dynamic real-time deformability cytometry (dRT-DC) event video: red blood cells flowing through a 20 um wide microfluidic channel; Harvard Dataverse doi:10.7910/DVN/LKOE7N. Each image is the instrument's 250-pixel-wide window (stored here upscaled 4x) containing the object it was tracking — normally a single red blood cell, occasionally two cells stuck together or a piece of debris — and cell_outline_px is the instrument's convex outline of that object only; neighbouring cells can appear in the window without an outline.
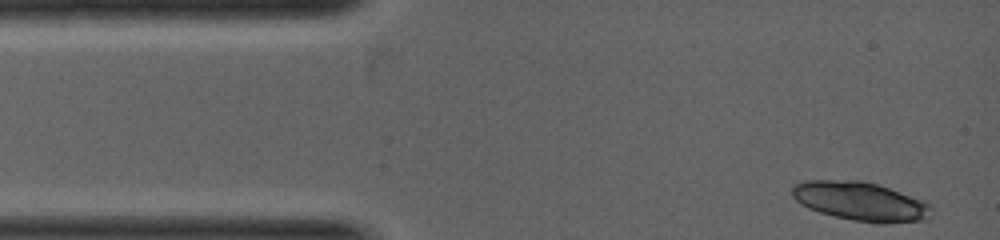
{"species": "common noctule bat (a hibernating species)", "species_latin": "Nyctalus noctula", "temperature_condition": "warm", "stored_images_in_passage": 2, "camera_frame_rate_fps": 5000, "um_per_image_px": 0.085, "animal": {"sex": "female", "body_mass_g": 19.0, "forearm_length_mm": 53.3}, "frame": {"image": 1, "passage_image": 1, "time_ms": 0.0, "image_size_px": [1000, 240], "cell_outline_px": [[932, 216], [920, 220], [856, 220], [836, 216], [820, 212], [808, 208], [796, 200], [792, 196], [792, 188], [796, 184], [808, 180], [860, 180], [876, 184], [888, 188], [928, 204]], "centroid_in_image_um": [73.01, 17.06], "position_along_channel_um": 12.0, "area_um2": 29.82}}